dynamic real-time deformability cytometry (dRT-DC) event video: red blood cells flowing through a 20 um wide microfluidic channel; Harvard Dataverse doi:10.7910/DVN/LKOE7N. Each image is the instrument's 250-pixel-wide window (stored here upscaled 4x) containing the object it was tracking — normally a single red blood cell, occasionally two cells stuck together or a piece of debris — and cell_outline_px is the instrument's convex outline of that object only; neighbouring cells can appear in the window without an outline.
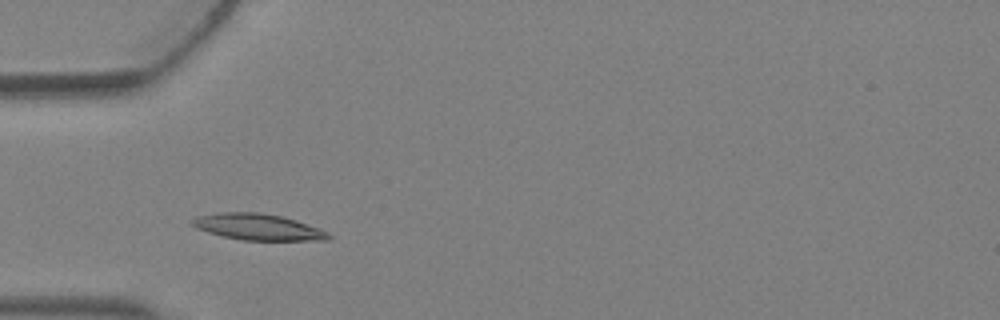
{"species": "Egyptian fruit bat (a non-hibernating species)", "species_latin": "Rousettus aegyptiacus", "temperature_condition": "warm", "stored_images_in_passage": 2, "camera_frame_rate_fps": 3000, "um_per_image_px": 0.085, "animal": {"sex": "female"}, "frame": {"image": 1, "passage_image": 2, "time_ms": 0.333, "image_size_px": [1000, 320], "cell_outline_px": [[332, 236], [328, 240], [244, 240], [224, 236], [208, 232], [196, 228], [188, 220], [196, 216], [216, 212], [260, 212], [280, 216], [296, 220], [320, 228], [328, 232]], "centroid_in_image_um": [21.9, 19.28], "position_along_channel_um": 63.1, "area_um2": 20.92}}